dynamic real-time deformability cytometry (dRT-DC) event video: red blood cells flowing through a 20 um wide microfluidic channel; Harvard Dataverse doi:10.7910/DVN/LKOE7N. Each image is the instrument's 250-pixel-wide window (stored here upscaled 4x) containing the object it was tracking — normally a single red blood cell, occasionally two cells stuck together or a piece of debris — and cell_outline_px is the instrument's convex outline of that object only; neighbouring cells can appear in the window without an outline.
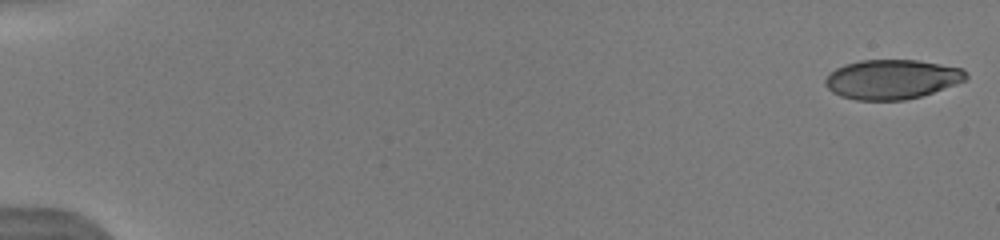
{"species": "human", "species_latin": "Homo sapiens", "temperature_condition": "warm", "stored_images_in_passage": 15, "camera_frame_rate_fps": 3000, "um_per_image_px": 0.085, "donor": {"sex": "male"}, "frame": {"image": 1, "passage_image": 1, "time_ms": 0.0, "image_size_px": [1000, 240], "cell_outline_px": [[968, 80], [920, 96], [904, 100], [856, 100], [840, 96], [832, 92], [824, 84], [824, 80], [836, 68], [844, 64], [860, 60], [916, 60], [964, 68], [968, 76]], "centroid_in_image_um": [75.82, 6.74], "position_along_channel_um": 9.2, "area_um2": 32.43}}
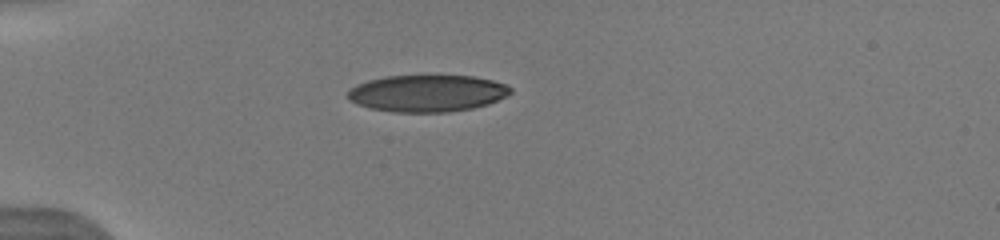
{"frame": {"image": 2, "passage_image": 9, "time_ms": 4.667, "image_size_px": [1000, 240], "cell_outline_px": [[512, 92], [508, 96], [488, 104], [472, 108], [448, 112], [392, 112], [368, 108], [356, 104], [348, 100], [348, 92], [356, 84], [368, 80], [384, 76], [424, 72], [472, 76], [492, 80], [508, 84], [512, 88]], "centroid_in_image_um": [36.32, 7.88], "position_along_channel_um": 48.7, "area_um2": 36.47}}